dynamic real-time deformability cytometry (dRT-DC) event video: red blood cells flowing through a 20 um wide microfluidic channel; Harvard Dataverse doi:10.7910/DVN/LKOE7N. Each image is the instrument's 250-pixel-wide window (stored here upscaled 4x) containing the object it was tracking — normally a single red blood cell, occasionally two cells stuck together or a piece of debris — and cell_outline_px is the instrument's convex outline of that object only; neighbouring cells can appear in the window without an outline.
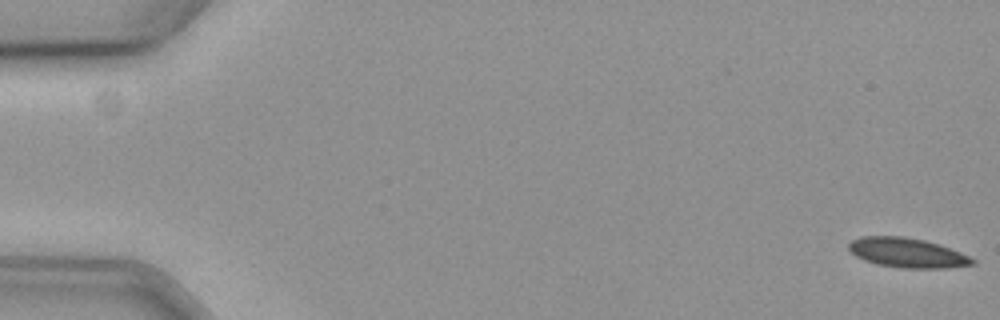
{"species": "common noctule bat (a hibernating species)", "species_latin": "Nyctalus noctula", "temperature_condition": "cold", "stored_images_in_passage": 13, "camera_frame_rate_fps": 3000, "um_per_image_px": 0.085, "animal": {"sex": "female", "body_mass_g": 19.3, "forearm_length_mm": 54.1}, "frame": {"image": 1, "passage_image": 1, "time_ms": 0.0, "image_size_px": [1000, 320], "cell_outline_px": [[976, 264], [948, 268], [904, 268], [876, 264], [864, 260], [856, 256], [848, 248], [848, 244], [852, 240], [860, 236], [904, 236], [924, 240], [940, 244], [960, 252], [976, 260]], "centroid_in_image_um": [77.12, 21.48], "position_along_channel_um": 7.9, "area_um2": 21.44}}